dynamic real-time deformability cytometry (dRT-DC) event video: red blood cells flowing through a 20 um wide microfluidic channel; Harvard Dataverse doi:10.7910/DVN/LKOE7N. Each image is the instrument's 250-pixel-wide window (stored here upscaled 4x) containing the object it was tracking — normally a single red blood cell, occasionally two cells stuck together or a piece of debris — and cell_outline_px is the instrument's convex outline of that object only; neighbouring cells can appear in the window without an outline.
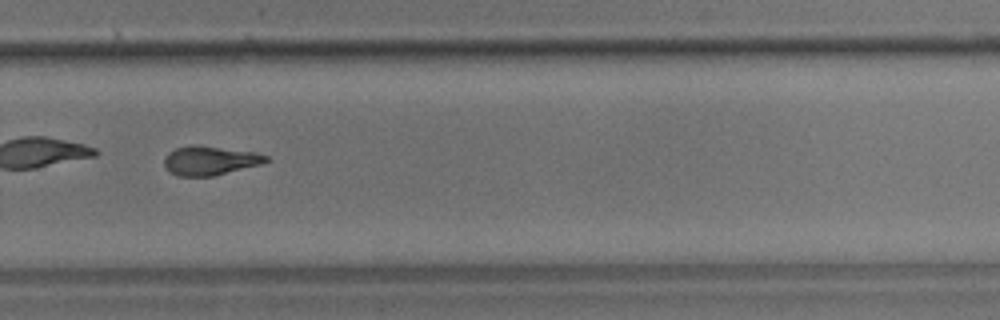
{"species": "common noctule bat (a hibernating species)", "species_latin": "Nyctalus noctula", "temperature_condition": "room temperature", "stored_images_in_passage": 52, "camera_frame_rate_fps": 3000, "um_per_image_px": 0.085, "animal": {"sex": "male", "body_mass_g": 17.9}, "frame": {"image": 1, "passage_image": 37, "time_ms": 12.0, "image_size_px": [1000, 320], "cell_outline_px": [[268, 160], [260, 164], [212, 176], [176, 176], [168, 172], [164, 164], [164, 156], [168, 152], [176, 148], [220, 148], [256, 152], [268, 156]], "centroid_in_image_um": [17.82, 13.7], "position_along_channel_um": 312.0, "area_um2": 16.47}, "authors_computed_cell_mechanics": {"area_um2": 18.1781, "velocity_mm_per_s": 3.6457, "shape_relaxation_time_tau1_ms": 8.8214, "shape_relaxation_time_tau2_ms": 4.0564, "deformation_change_tau1": 0.2078, "deformation_change_tau2": 0.1315}}